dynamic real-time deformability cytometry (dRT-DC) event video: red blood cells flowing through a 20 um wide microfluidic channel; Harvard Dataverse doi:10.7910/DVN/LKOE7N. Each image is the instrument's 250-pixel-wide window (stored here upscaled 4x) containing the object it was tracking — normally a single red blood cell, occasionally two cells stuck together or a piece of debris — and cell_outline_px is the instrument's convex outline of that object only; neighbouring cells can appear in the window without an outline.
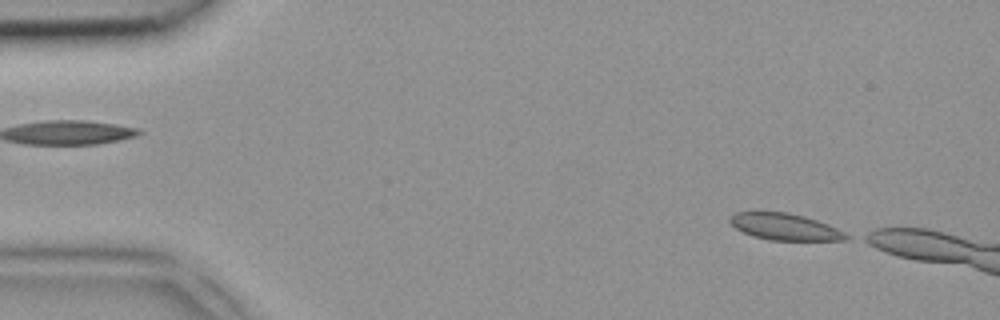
{"species": "common noctule bat (a hibernating species)", "species_latin": "Nyctalus noctula", "temperature_condition": "room temperature", "stored_images_in_passage": 3, "camera_frame_rate_fps": 3000, "um_per_image_px": 0.085, "animal": {"sex": "female", "body_mass_g": 18.4}, "frame": {"image": 1, "passage_image": 1, "time_ms": 0.0, "image_size_px": [1000, 320], "cell_outline_px": [[852, 236], [848, 240], [772, 240], [752, 236], [736, 228], [728, 220], [736, 212], [752, 208], [788, 212], [804, 216], [828, 224]], "centroid_in_image_um": [66.66, 19.22], "position_along_channel_um": 18.3, "area_um2": 18.67}}